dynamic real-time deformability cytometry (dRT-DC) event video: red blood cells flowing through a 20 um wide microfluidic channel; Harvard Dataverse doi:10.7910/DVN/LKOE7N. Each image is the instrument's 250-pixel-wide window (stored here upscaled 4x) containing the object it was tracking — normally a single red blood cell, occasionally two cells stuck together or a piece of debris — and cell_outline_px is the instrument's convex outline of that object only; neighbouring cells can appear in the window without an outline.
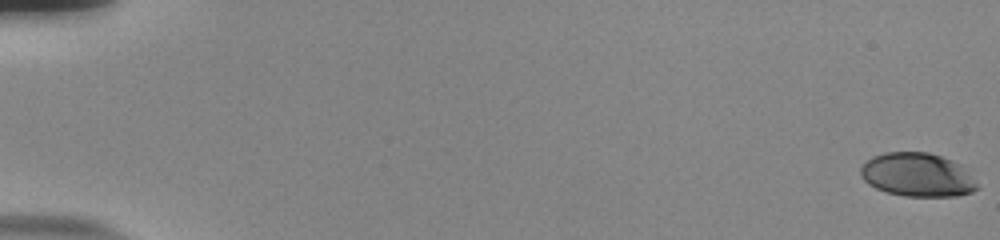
{"species": "human", "species_latin": "Homo sapiens", "temperature_condition": "room temperature", "stored_images_in_passage": 56, "camera_frame_rate_fps": 3000, "um_per_image_px": 0.085, "donor": {"sex": "male"}, "frame": {"image": 1, "passage_image": 1, "time_ms": 0.0, "image_size_px": [1000, 240], "cell_outline_px": [[980, 188], [972, 192], [956, 196], [904, 196], [888, 192], [876, 188], [868, 184], [860, 176], [860, 168], [872, 156], [884, 152], [928, 152], [952, 160], [960, 164]], "centroid_in_image_um": [77.95, 14.86], "position_along_channel_um": 7.0, "area_um2": 29.54}}
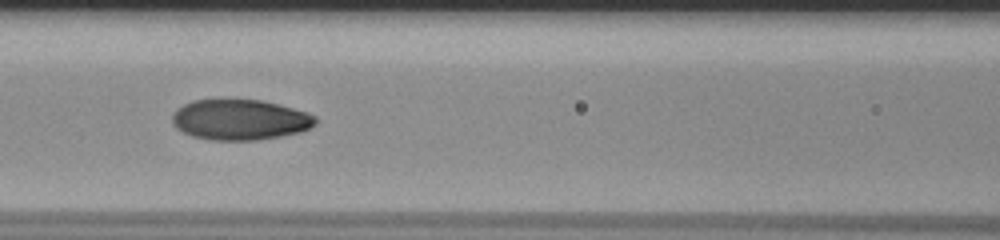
{"frame": {"image": 2, "passage_image": 27, "time_ms": 8.667, "image_size_px": [1000, 240], "cell_outline_px": [[316, 124], [300, 132], [280, 136], [256, 140], [212, 140], [192, 136], [176, 128], [172, 124], [172, 116], [176, 108], [192, 100], [260, 100], [308, 112], [316, 116]], "centroid_in_image_um": [20.38, 10.18], "position_along_channel_um": 146.2, "area_um2": 33.7}}
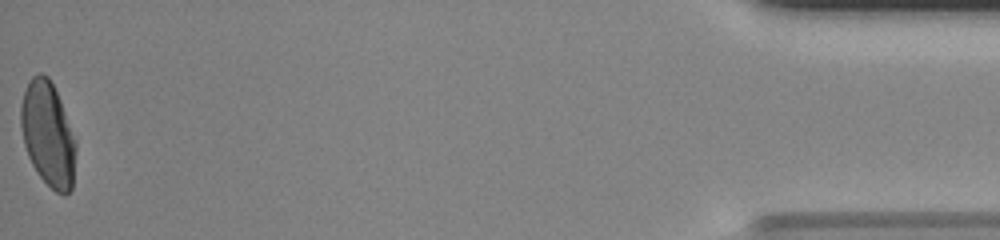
{"frame": {"image": 3, "passage_image": 56, "time_ms": 18.333, "image_size_px": [1000, 240], "cell_outline_px": [[76, 152], [72, 188], [64, 196], [56, 192], [40, 176], [32, 164], [28, 156], [24, 144], [20, 124], [20, 108], [24, 92], [32, 76], [40, 72], [48, 76], [60, 100], [76, 140]], "centroid_in_image_um": [4.08, 11.41], "position_along_channel_um": 431.1, "area_um2": 33.35}, "authors_computed_cell_mechanics": {"area_um2": 33.6974, "velocity_mm_per_s": 3.8426, "shape_relaxation_time_tau1_ms": 6.0721, "shape_relaxation_time_tau2_ms": null, "deformation_change_tau1": 0.2357, "deformation_change_tau2": null}}